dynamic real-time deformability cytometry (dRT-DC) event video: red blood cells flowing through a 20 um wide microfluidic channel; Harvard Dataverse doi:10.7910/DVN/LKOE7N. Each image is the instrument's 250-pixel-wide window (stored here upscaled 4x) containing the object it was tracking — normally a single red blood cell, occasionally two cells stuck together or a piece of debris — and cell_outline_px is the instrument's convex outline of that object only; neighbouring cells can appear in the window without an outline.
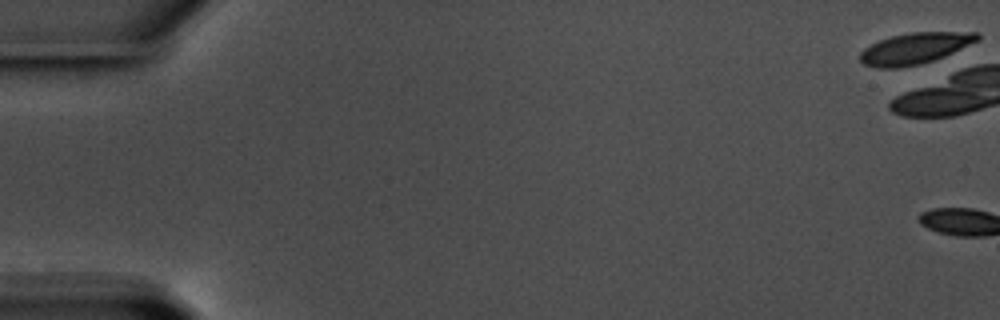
{"species": "common noctule bat (a hibernating species)", "species_latin": "Nyctalus noctula", "temperature_condition": "warm", "stored_images_in_passage": 4, "camera_frame_rate_fps": 3000, "um_per_image_px": 0.085, "animal": {"sex": "male", "body_mass_g": 17.5, "forearm_length_mm": 52.3}, "frame": {"image": 1, "passage_image": 1, "time_ms": 0.0, "image_size_px": [1000, 320], "cell_outline_px": [[980, 36], [976, 40], [944, 56], [920, 64], [896, 68], [880, 68], [864, 64], [860, 60], [860, 52], [864, 48], [880, 40], [892, 36], [912, 32], [980, 32]], "centroid_in_image_um": [77.72, 4.11], "position_along_channel_um": 7.3, "area_um2": 20.87}}